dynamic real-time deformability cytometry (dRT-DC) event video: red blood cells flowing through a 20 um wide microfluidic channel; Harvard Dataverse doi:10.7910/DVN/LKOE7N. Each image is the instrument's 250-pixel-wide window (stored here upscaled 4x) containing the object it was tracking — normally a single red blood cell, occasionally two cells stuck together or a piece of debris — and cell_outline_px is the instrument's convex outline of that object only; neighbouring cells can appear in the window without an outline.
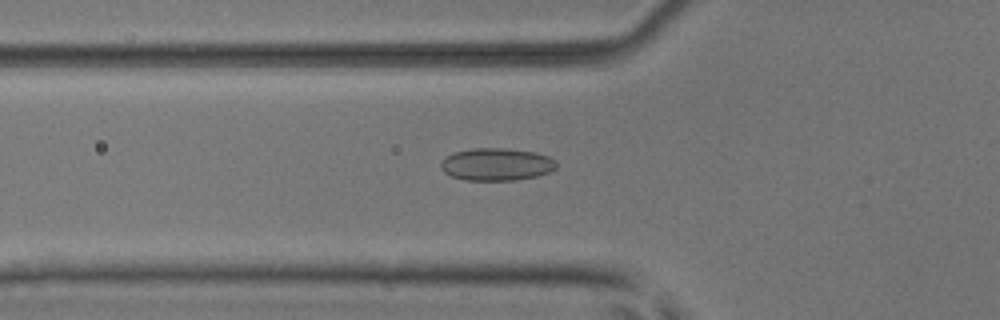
{"species": "common noctule bat (a hibernating species)", "species_latin": "Nyctalus noctula", "temperature_condition": "room temperature", "stored_images_in_passage": 44, "camera_frame_rate_fps": 3000, "um_per_image_px": 0.085, "animal": {"sex": "male", "body_mass_g": 17.9, "forearm_length_mm": 54.2}, "frame": {"image": 1, "passage_image": 11, "time_ms": 3.333, "image_size_px": [1000, 320], "cell_outline_px": [[556, 168], [548, 172], [536, 176], [516, 180], [464, 180], [452, 176], [444, 172], [440, 168], [440, 164], [444, 156], [452, 152], [472, 148], [504, 148], [532, 152], [548, 156], [556, 160]], "centroid_in_image_um": [42.15, 13.96], "position_along_channel_um": 83.6, "area_um2": 21.96}}
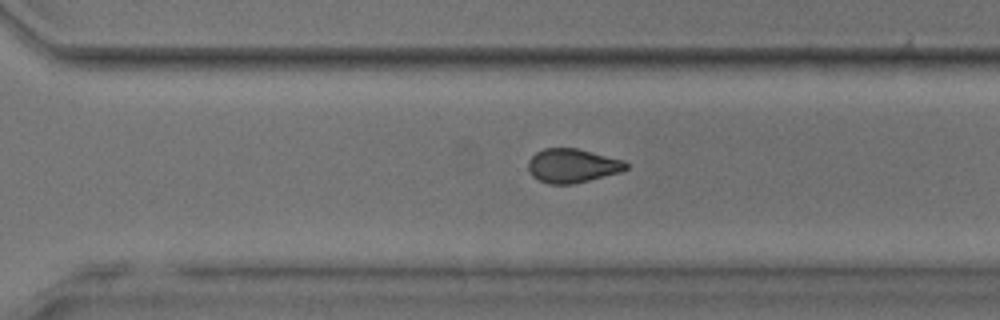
{"frame": {"image": 2, "passage_image": 29, "time_ms": 9.333, "image_size_px": [1000, 320], "cell_outline_px": [[628, 168], [620, 172], [572, 184], [548, 184], [532, 176], [528, 172], [528, 160], [536, 152], [544, 148], [576, 148], [624, 160], [628, 164]], "centroid_in_image_um": [48.63, 14.08], "position_along_channel_um": 322.0, "area_um2": 19.31}}
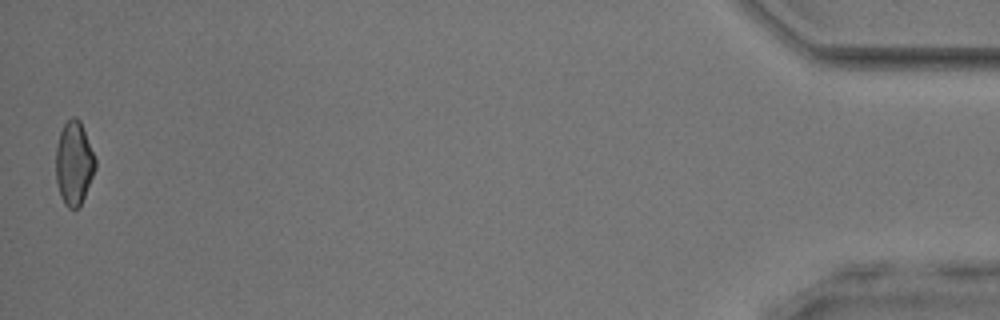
{"frame": {"image": 3, "passage_image": 44, "time_ms": 14.333, "image_size_px": [1000, 320], "cell_outline_px": [[96, 168], [84, 196], [80, 204], [76, 208], [68, 208], [64, 204], [60, 196], [56, 180], [56, 144], [60, 132], [64, 124], [72, 116], [76, 116], [80, 120], [96, 160]], "centroid_in_image_um": [6.27, 13.85], "position_along_channel_um": 428.9, "area_um2": 19.13}, "authors_computed_cell_mechanics": {"area_um2": 19.9699, "velocity_mm_per_s": 3.9749, "shape_relaxation_time_tau1_ms": 11.1782, "shape_relaxation_time_tau2_ms": 2.2726, "deformation_change_tau1": 0.1496, "deformation_change_tau2": 0.0686}}